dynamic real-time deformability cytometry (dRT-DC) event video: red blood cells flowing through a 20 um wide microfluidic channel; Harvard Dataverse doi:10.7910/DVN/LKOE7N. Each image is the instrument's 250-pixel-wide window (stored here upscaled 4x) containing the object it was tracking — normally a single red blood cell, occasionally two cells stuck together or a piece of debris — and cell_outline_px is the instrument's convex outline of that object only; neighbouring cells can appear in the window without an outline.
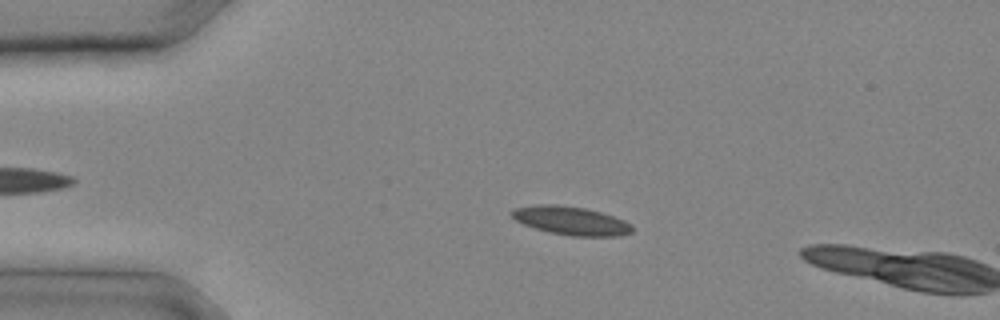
{"species": "common noctule bat (a hibernating species)", "species_latin": "Nyctalus noctula", "temperature_condition": "cold", "stored_images_in_passage": 6, "camera_frame_rate_fps": 3000, "um_per_image_px": 0.085, "animal": {"sex": "male", "body_mass_g": 20.4}, "frame": {"image": 1, "passage_image": 5, "time_ms": 1.333, "image_size_px": [1000, 320], "cell_outline_px": [[632, 232], [620, 236], [572, 236], [548, 232], [524, 224], [516, 220], [508, 212], [512, 208], [536, 204], [556, 204], [584, 208], [600, 212], [624, 220], [632, 224]], "centroid_in_image_um": [48.5, 18.75], "position_along_channel_um": 36.5, "area_um2": 20.06}}